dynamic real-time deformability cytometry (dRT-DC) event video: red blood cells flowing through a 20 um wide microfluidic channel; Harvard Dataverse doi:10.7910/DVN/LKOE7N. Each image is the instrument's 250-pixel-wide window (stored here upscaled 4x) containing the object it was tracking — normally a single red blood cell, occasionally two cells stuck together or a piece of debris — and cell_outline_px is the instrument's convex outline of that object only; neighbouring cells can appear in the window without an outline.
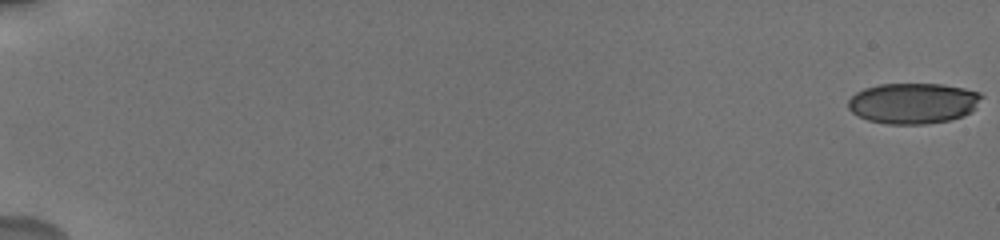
{"species": "human", "species_latin": "Homo sapiens", "temperature_condition": "cold", "stored_images_in_passage": 26, "camera_frame_rate_fps": 3000, "um_per_image_px": 0.085, "donor": {"sex": "male"}, "frame": {"image": 1, "passage_image": 1, "time_ms": 0.0, "image_size_px": [1000, 240], "cell_outline_px": [[984, 96], [976, 108], [972, 112], [964, 116], [952, 120], [924, 124], [888, 124], [868, 120], [852, 112], [848, 108], [848, 100], [856, 92], [864, 88], [880, 84], [944, 84], [964, 88], [980, 92]], "centroid_in_image_um": [77.67, 8.77], "position_along_channel_um": 7.3, "area_um2": 31.96}}
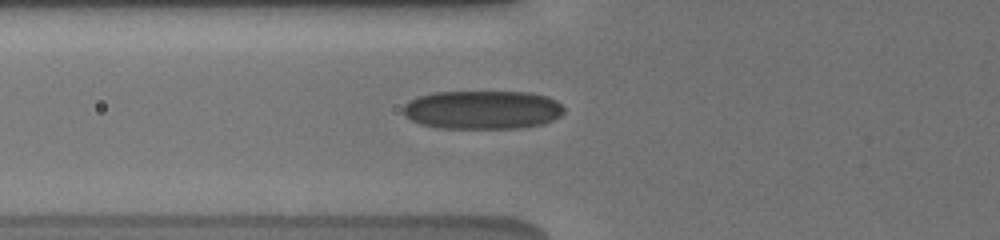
{"frame": {"image": 2, "passage_image": 20, "time_ms": 7.667, "image_size_px": [1000, 240], "cell_outline_px": [[564, 112], [560, 116], [544, 124], [516, 128], [440, 128], [420, 124], [404, 116], [404, 104], [408, 100], [420, 96], [436, 92], [532, 92], [548, 96], [556, 100], [564, 108]], "centroid_in_image_um": [41.02, 9.33], "position_along_channel_um": 84.8, "area_um2": 36.36}}
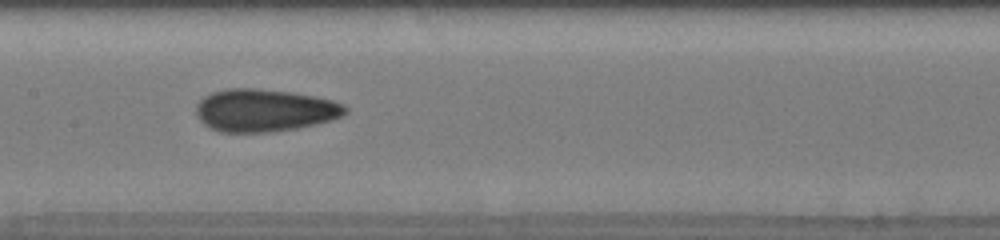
{"frame": {"image": 3, "passage_image": 25, "time_ms": 10.333, "image_size_px": [1000, 240], "cell_outline_px": [[348, 112], [344, 116], [332, 120], [316, 124], [296, 128], [268, 132], [220, 132], [204, 124], [196, 116], [196, 104], [204, 96], [212, 92], [228, 88], [256, 88], [292, 92], [332, 100], [344, 104], [348, 108]], "centroid_in_image_um": [22.49, 9.37], "position_along_channel_um": 184.9, "area_um2": 37.17}}